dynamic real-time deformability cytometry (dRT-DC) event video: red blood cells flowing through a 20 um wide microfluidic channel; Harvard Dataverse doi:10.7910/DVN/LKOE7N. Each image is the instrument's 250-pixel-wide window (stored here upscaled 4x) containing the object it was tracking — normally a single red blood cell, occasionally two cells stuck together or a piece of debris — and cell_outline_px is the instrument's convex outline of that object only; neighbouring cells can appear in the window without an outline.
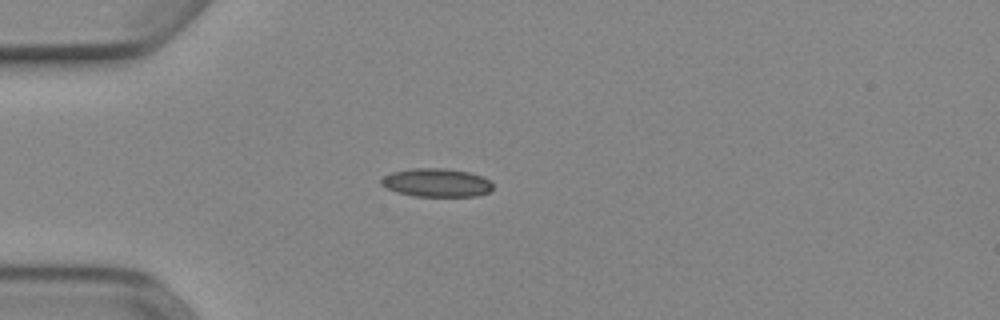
{"species": "Egyptian fruit bat (a non-hibernating species)", "species_latin": "Rousettus aegyptiacus", "temperature_condition": "cold", "stored_images_in_passage": 39, "camera_frame_rate_fps": 3000, "um_per_image_px": 0.085, "animal": {"sex": "female"}, "frame": {"image": 1, "passage_image": 1, "time_ms": 0.0, "image_size_px": [1000, 320], "cell_outline_px": [[492, 188], [488, 192], [476, 196], [416, 196], [396, 192], [380, 184], [380, 180], [384, 176], [392, 172], [412, 168], [444, 168], [468, 172], [484, 176], [492, 184]], "centroid_in_image_um": [37.1, 15.52], "position_along_channel_um": 47.9, "area_um2": 18.44}}
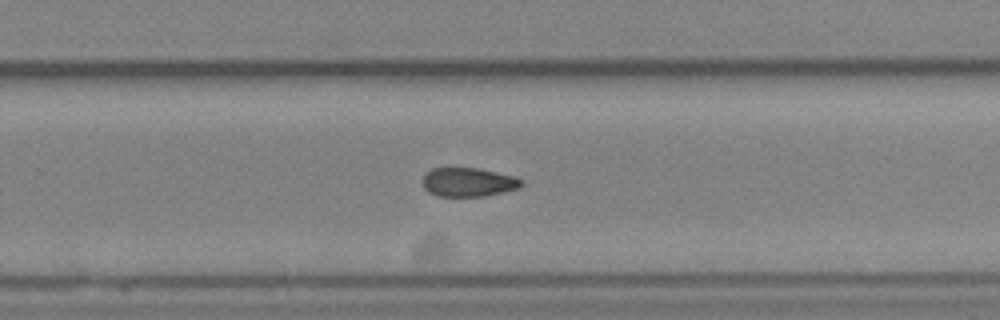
{"frame": {"image": 2, "passage_image": 21, "time_ms": 6.667, "image_size_px": [1000, 320], "cell_outline_px": [[524, 184], [520, 188], [484, 196], [440, 196], [428, 192], [424, 188], [424, 176], [432, 168], [476, 168], [512, 176], [520, 180]], "centroid_in_image_um": [39.8, 15.49], "position_along_channel_um": 290.0, "area_um2": 16.3}}
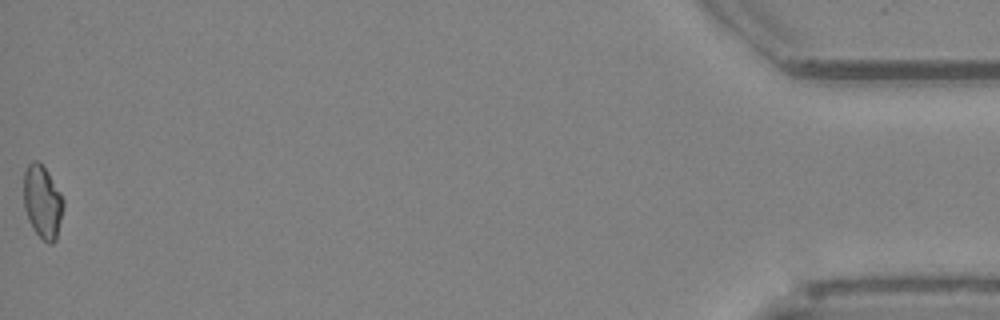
{"frame": {"image": 3, "passage_image": 39, "time_ms": 12.667, "image_size_px": [1000, 320], "cell_outline_px": [[64, 204], [56, 240], [52, 244], [48, 244], [32, 228], [28, 220], [24, 208], [24, 172], [28, 164], [32, 160], [36, 160], [48, 172], [60, 192], [64, 200]], "centroid_in_image_um": [3.6, 17.17], "position_along_channel_um": 431.6, "area_um2": 16.82}, "authors_computed_cell_mechanics": {"area_um2": 17.051, "velocity_mm_per_s": 3.9131, "shape_relaxation_time_tau1_ms": null, "shape_relaxation_time_tau2_ms": 9.1284, "deformation_change_tau1": null, "deformation_change_tau2": 0.1539}}